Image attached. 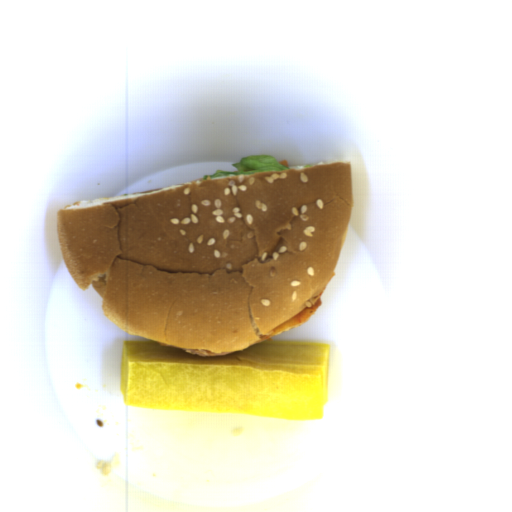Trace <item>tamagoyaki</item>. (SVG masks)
Returning a JSON list of instances; mask_svg holds the SVG:
<instances>
[{
    "label": "tamagoyaki",
    "instance_id": "tamagoyaki-1",
    "mask_svg": "<svg viewBox=\"0 0 512 512\" xmlns=\"http://www.w3.org/2000/svg\"><path fill=\"white\" fill-rule=\"evenodd\" d=\"M330 359L314 340H264L217 357L123 341L119 390L128 405L165 411L322 419Z\"/></svg>",
    "mask_w": 512,
    "mask_h": 512
}]
</instances>
